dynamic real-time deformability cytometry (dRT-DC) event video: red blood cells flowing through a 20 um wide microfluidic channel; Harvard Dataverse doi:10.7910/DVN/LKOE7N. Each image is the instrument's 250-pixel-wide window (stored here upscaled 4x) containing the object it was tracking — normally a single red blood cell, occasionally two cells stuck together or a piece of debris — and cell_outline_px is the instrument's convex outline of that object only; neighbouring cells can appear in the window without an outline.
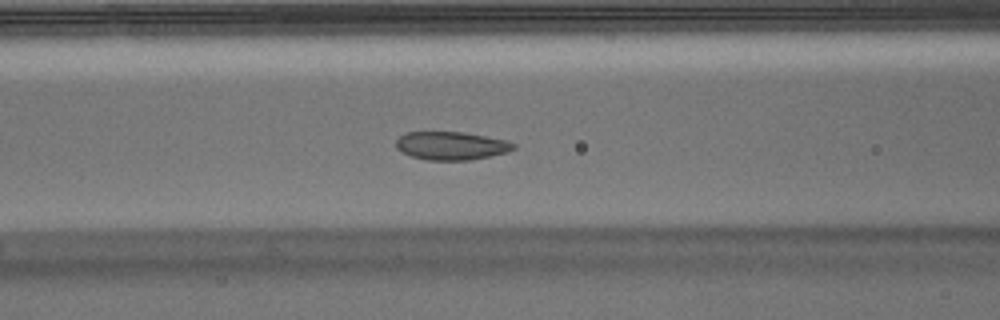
{"species": "Egyptian fruit bat (a non-hibernating species)", "species_latin": "Rousettus aegyptiacus", "temperature_condition": "warm", "stored_images_in_passage": 52, "camera_frame_rate_fps": 3000, "um_per_image_px": 0.085, "animal": {"sex": "male"}, "frame": {"image": 1, "passage_image": 20, "time_ms": 6.333, "image_size_px": [1000, 320], "cell_outline_px": [[516, 148], [508, 152], [468, 160], [428, 160], [412, 156], [400, 152], [396, 148], [396, 140], [404, 132], [464, 132], [508, 140], [516, 144]], "centroid_in_image_um": [38.36, 12.38], "position_along_channel_um": 128.2, "area_um2": 19.42}}
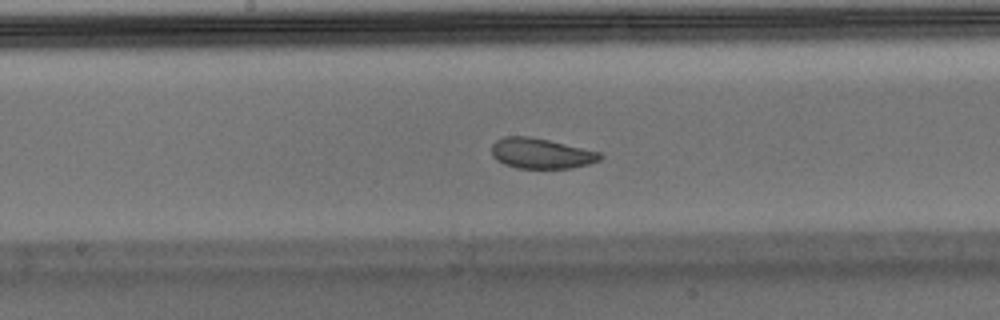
{"frame": {"image": 2, "passage_image": 26, "time_ms": 8.333, "image_size_px": [1000, 320], "cell_outline_px": [[604, 156], [600, 160], [588, 164], [572, 168], [516, 168], [504, 164], [496, 160], [492, 156], [492, 144], [496, 140], [504, 136], [528, 136], [548, 140], [600, 152]], "centroid_in_image_um": [45.97, 13.04], "position_along_channel_um": 202.2, "area_um2": 19.19}}
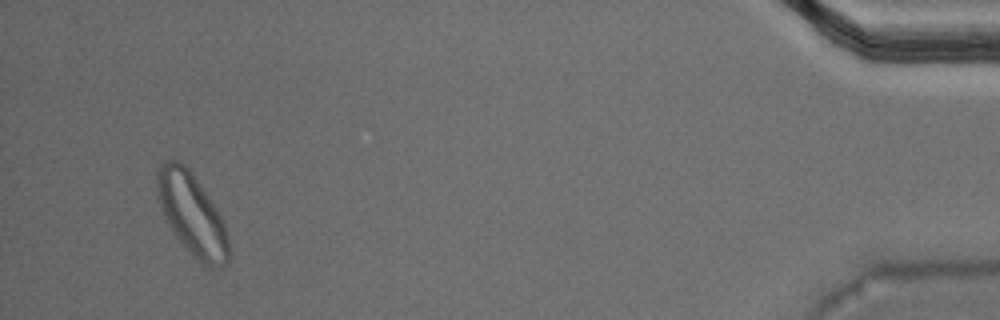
{"frame": {"image": 3, "passage_image": 50, "time_ms": 16.333, "image_size_px": [1000, 320], "cell_outline_px": [[232, 256], [228, 264], [220, 268], [204, 268], [192, 256], [172, 232], [160, 204], [156, 188], [156, 176], [160, 164], [164, 160], [180, 160], [192, 172], [224, 220], [232, 252]], "centroid_in_image_um": [16.37, 18.29], "position_along_channel_um": 418.8, "area_um2": 34.97}, "authors_computed_cell_mechanics": {"area_um2": 20.6635, "velocity_mm_per_s": 3.6946, "shape_relaxation_time_tau1_ms": 5.9456, "shape_relaxation_time_tau2_ms": 1.9357, "deformation_change_tau1": 0.1261, "deformation_change_tau2": 0.0561}}